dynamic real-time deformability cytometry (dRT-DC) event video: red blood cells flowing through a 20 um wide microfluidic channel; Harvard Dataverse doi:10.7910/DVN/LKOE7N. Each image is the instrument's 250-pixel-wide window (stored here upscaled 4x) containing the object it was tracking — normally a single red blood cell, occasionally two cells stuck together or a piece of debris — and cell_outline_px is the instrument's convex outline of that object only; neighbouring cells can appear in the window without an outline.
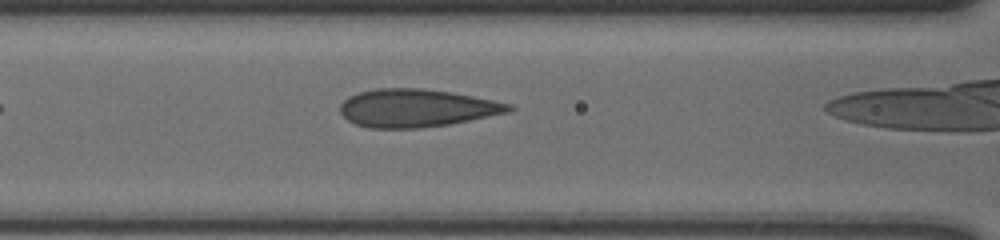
{"species": "human", "species_latin": "Homo sapiens", "temperature_condition": "cold", "stored_images_in_passage": 30, "camera_frame_rate_fps": 3000, "um_per_image_px": 0.085, "donor": {"sex": "male"}, "frame": {"image": 1, "passage_image": 8, "time_ms": 2.333, "image_size_px": [1000, 240], "cell_outline_px": [[516, 108], [508, 112], [448, 124], [420, 128], [368, 128], [356, 124], [348, 120], [340, 112], [340, 104], [348, 96], [360, 92], [376, 88], [424, 88], [452, 92], [512, 104]], "centroid_in_image_um": [35.38, 9.18], "position_along_channel_um": 131.2, "area_um2": 37.17}}
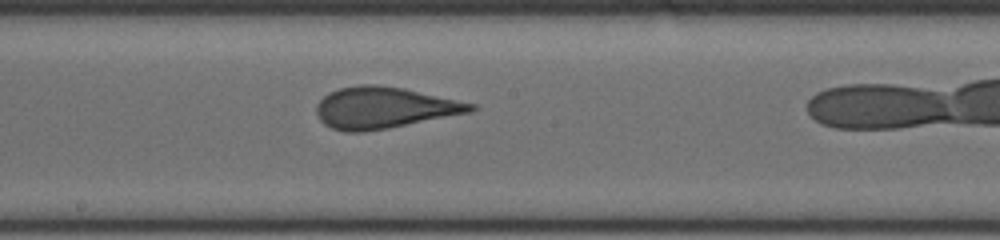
{"frame": {"image": 2, "passage_image": 15, "time_ms": 4.667, "image_size_px": [1000, 240], "cell_outline_px": [[480, 108], [472, 112], [388, 128], [360, 132], [344, 132], [332, 128], [324, 124], [320, 120], [316, 112], [316, 104], [328, 92], [340, 88], [360, 84], [376, 84], [404, 88], [476, 104]], "centroid_in_image_um": [32.65, 9.15], "position_along_channel_um": 215.5, "area_um2": 37.34}}
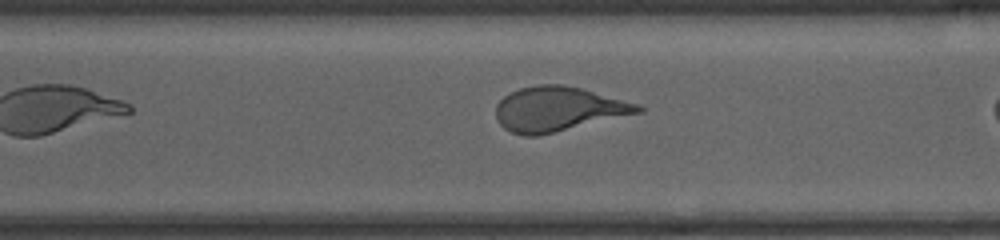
{"frame": {"image": 3, "passage_image": 24, "time_ms": 7.667, "image_size_px": [1000, 240], "cell_outline_px": [[644, 112], [536, 136], [524, 136], [512, 132], [504, 128], [500, 124], [496, 116], [496, 104], [504, 96], [520, 88], [540, 84], [564, 84], [584, 88], [640, 104], [644, 108]], "centroid_in_image_um": [47.48, 9.25], "position_along_channel_um": 323.1, "area_um2": 37.05}}